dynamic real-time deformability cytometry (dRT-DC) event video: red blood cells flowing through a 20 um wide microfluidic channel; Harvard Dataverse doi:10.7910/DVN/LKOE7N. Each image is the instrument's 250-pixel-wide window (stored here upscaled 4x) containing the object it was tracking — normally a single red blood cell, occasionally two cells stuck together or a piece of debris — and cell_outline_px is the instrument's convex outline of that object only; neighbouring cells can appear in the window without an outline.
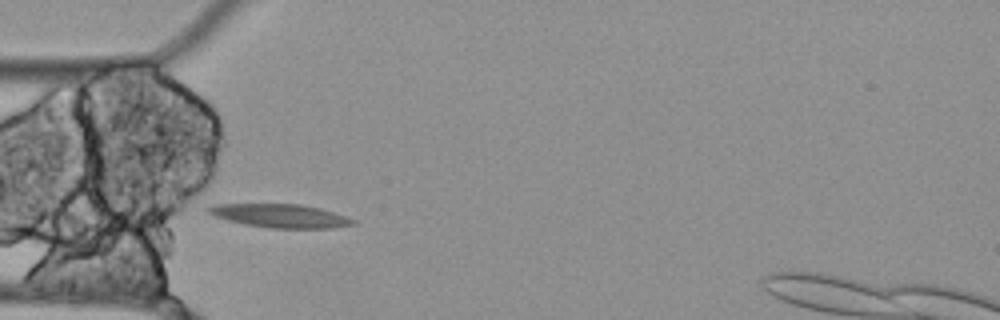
{"species": "Egyptian fruit bat (a non-hibernating species)", "species_latin": "Rousettus aegyptiacus", "temperature_condition": "cold", "stored_images_in_passage": 38, "camera_frame_rate_fps": 3000, "um_per_image_px": 0.085, "animal": {"sex": "female"}, "frame": {"image": 1, "passage_image": 12, "time_ms": 3.667, "image_size_px": [1000, 320], "cell_outline_px": [[356, 224], [332, 228], [268, 228], [244, 224], [212, 216], [204, 212], [204, 208], [212, 204], [300, 204], [320, 208], [356, 220]], "centroid_in_image_um": [23.73, 18.34], "position_along_channel_um": 61.3, "area_um2": 20.0}}
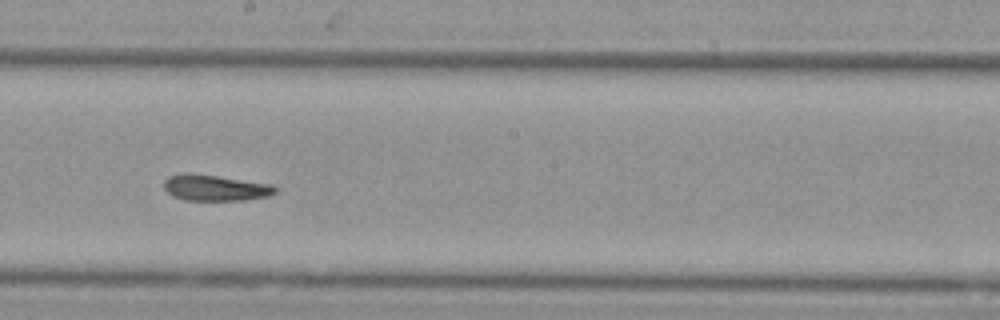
{"frame": {"image": 2, "passage_image": 26, "time_ms": 8.333, "image_size_px": [1000, 320], "cell_outline_px": [[276, 192], [268, 196], [244, 200], [184, 200], [172, 196], [164, 188], [164, 180], [168, 176], [184, 172], [188, 172], [272, 184], [276, 188]], "centroid_in_image_um": [18.25, 15.96], "position_along_channel_um": 229.9, "area_um2": 16.88}}
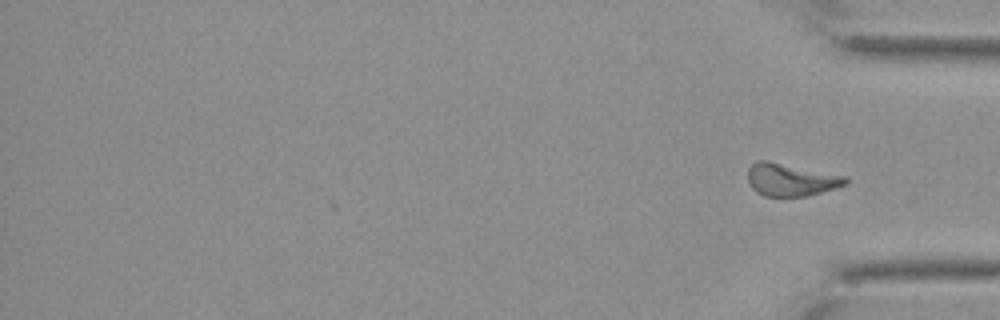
{"frame": {"image": 3, "passage_image": 38, "time_ms": 12.333, "image_size_px": [1000, 320], "cell_outline_px": [[848, 184], [836, 188], [808, 196], [764, 196], [756, 192], [748, 184], [748, 168], [756, 160], [768, 160], [844, 176], [848, 180]], "centroid_in_image_um": [67.19, 15.28], "position_along_channel_um": 368.0, "area_um2": 18.61}}